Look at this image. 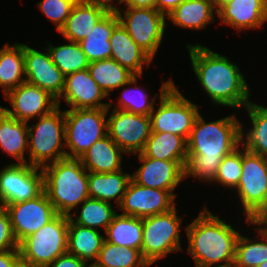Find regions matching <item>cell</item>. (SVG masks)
<instances>
[{"mask_svg": "<svg viewBox=\"0 0 267 267\" xmlns=\"http://www.w3.org/2000/svg\"><path fill=\"white\" fill-rule=\"evenodd\" d=\"M235 116L207 123L201 113L198 114L187 140L184 178L215 181L222 159L242 144V123Z\"/></svg>", "mask_w": 267, "mask_h": 267, "instance_id": "obj_1", "label": "cell"}, {"mask_svg": "<svg viewBox=\"0 0 267 267\" xmlns=\"http://www.w3.org/2000/svg\"><path fill=\"white\" fill-rule=\"evenodd\" d=\"M186 48L193 72L214 105L239 109L251 102L249 85L236 63L201 44Z\"/></svg>", "mask_w": 267, "mask_h": 267, "instance_id": "obj_2", "label": "cell"}, {"mask_svg": "<svg viewBox=\"0 0 267 267\" xmlns=\"http://www.w3.org/2000/svg\"><path fill=\"white\" fill-rule=\"evenodd\" d=\"M212 214L205 206L192 223L185 225L188 254L196 267H233L240 231ZM219 263V264H218Z\"/></svg>", "mask_w": 267, "mask_h": 267, "instance_id": "obj_3", "label": "cell"}, {"mask_svg": "<svg viewBox=\"0 0 267 267\" xmlns=\"http://www.w3.org/2000/svg\"><path fill=\"white\" fill-rule=\"evenodd\" d=\"M41 169L44 192L57 214L69 216L89 198L88 171L80 159L66 157Z\"/></svg>", "mask_w": 267, "mask_h": 267, "instance_id": "obj_4", "label": "cell"}, {"mask_svg": "<svg viewBox=\"0 0 267 267\" xmlns=\"http://www.w3.org/2000/svg\"><path fill=\"white\" fill-rule=\"evenodd\" d=\"M37 119L35 125H28V164L42 168L67 157L65 110L61 111L60 106H57Z\"/></svg>", "mask_w": 267, "mask_h": 267, "instance_id": "obj_5", "label": "cell"}, {"mask_svg": "<svg viewBox=\"0 0 267 267\" xmlns=\"http://www.w3.org/2000/svg\"><path fill=\"white\" fill-rule=\"evenodd\" d=\"M159 106L150 114L151 132H167L188 140L199 114L197 103L188 100L172 79L162 82Z\"/></svg>", "mask_w": 267, "mask_h": 267, "instance_id": "obj_6", "label": "cell"}, {"mask_svg": "<svg viewBox=\"0 0 267 267\" xmlns=\"http://www.w3.org/2000/svg\"><path fill=\"white\" fill-rule=\"evenodd\" d=\"M67 215L57 214L50 222L19 243L21 262L32 267H47L68 250Z\"/></svg>", "mask_w": 267, "mask_h": 267, "instance_id": "obj_7", "label": "cell"}, {"mask_svg": "<svg viewBox=\"0 0 267 267\" xmlns=\"http://www.w3.org/2000/svg\"><path fill=\"white\" fill-rule=\"evenodd\" d=\"M110 108L65 110V145L67 158L79 159L96 141L107 135Z\"/></svg>", "mask_w": 267, "mask_h": 267, "instance_id": "obj_8", "label": "cell"}, {"mask_svg": "<svg viewBox=\"0 0 267 267\" xmlns=\"http://www.w3.org/2000/svg\"><path fill=\"white\" fill-rule=\"evenodd\" d=\"M176 206L168 212L143 218L141 253L151 266L169 253L183 250L180 244L182 218Z\"/></svg>", "mask_w": 267, "mask_h": 267, "instance_id": "obj_9", "label": "cell"}, {"mask_svg": "<svg viewBox=\"0 0 267 267\" xmlns=\"http://www.w3.org/2000/svg\"><path fill=\"white\" fill-rule=\"evenodd\" d=\"M236 192L240 197L245 219L251 220L264 208L267 200V158L242 149V172Z\"/></svg>", "mask_w": 267, "mask_h": 267, "instance_id": "obj_10", "label": "cell"}, {"mask_svg": "<svg viewBox=\"0 0 267 267\" xmlns=\"http://www.w3.org/2000/svg\"><path fill=\"white\" fill-rule=\"evenodd\" d=\"M117 13L119 23L152 59L164 37L166 16L152 8H127Z\"/></svg>", "mask_w": 267, "mask_h": 267, "instance_id": "obj_11", "label": "cell"}, {"mask_svg": "<svg viewBox=\"0 0 267 267\" xmlns=\"http://www.w3.org/2000/svg\"><path fill=\"white\" fill-rule=\"evenodd\" d=\"M43 191L39 167L13 162L0 170V206L34 199Z\"/></svg>", "mask_w": 267, "mask_h": 267, "instance_id": "obj_12", "label": "cell"}, {"mask_svg": "<svg viewBox=\"0 0 267 267\" xmlns=\"http://www.w3.org/2000/svg\"><path fill=\"white\" fill-rule=\"evenodd\" d=\"M150 134V116L113 109L107 118V135L125 154L142 153Z\"/></svg>", "mask_w": 267, "mask_h": 267, "instance_id": "obj_13", "label": "cell"}, {"mask_svg": "<svg viewBox=\"0 0 267 267\" xmlns=\"http://www.w3.org/2000/svg\"><path fill=\"white\" fill-rule=\"evenodd\" d=\"M9 214L18 244L50 222L57 212L43 191L36 198L4 206Z\"/></svg>", "mask_w": 267, "mask_h": 267, "instance_id": "obj_14", "label": "cell"}, {"mask_svg": "<svg viewBox=\"0 0 267 267\" xmlns=\"http://www.w3.org/2000/svg\"><path fill=\"white\" fill-rule=\"evenodd\" d=\"M177 194L148 188L130 180L119 209L124 215L145 218L170 211L175 207Z\"/></svg>", "mask_w": 267, "mask_h": 267, "instance_id": "obj_15", "label": "cell"}, {"mask_svg": "<svg viewBox=\"0 0 267 267\" xmlns=\"http://www.w3.org/2000/svg\"><path fill=\"white\" fill-rule=\"evenodd\" d=\"M11 108L0 106L9 116L27 122L50 113L57 107V100L38 86L24 82L5 96Z\"/></svg>", "mask_w": 267, "mask_h": 267, "instance_id": "obj_16", "label": "cell"}, {"mask_svg": "<svg viewBox=\"0 0 267 267\" xmlns=\"http://www.w3.org/2000/svg\"><path fill=\"white\" fill-rule=\"evenodd\" d=\"M142 165L131 174V179L144 187L173 191L184 178L186 161H168L136 154Z\"/></svg>", "mask_w": 267, "mask_h": 267, "instance_id": "obj_17", "label": "cell"}, {"mask_svg": "<svg viewBox=\"0 0 267 267\" xmlns=\"http://www.w3.org/2000/svg\"><path fill=\"white\" fill-rule=\"evenodd\" d=\"M45 49L46 52H40L24 44L26 82L40 87L58 100L65 87V76Z\"/></svg>", "mask_w": 267, "mask_h": 267, "instance_id": "obj_18", "label": "cell"}, {"mask_svg": "<svg viewBox=\"0 0 267 267\" xmlns=\"http://www.w3.org/2000/svg\"><path fill=\"white\" fill-rule=\"evenodd\" d=\"M106 97L86 69L65 77V87L57 100V106H60V100L63 98L70 109L108 108L109 103L102 102Z\"/></svg>", "mask_w": 267, "mask_h": 267, "instance_id": "obj_19", "label": "cell"}, {"mask_svg": "<svg viewBox=\"0 0 267 267\" xmlns=\"http://www.w3.org/2000/svg\"><path fill=\"white\" fill-rule=\"evenodd\" d=\"M225 26L237 31L259 29L267 22V0H233L217 12Z\"/></svg>", "mask_w": 267, "mask_h": 267, "instance_id": "obj_20", "label": "cell"}, {"mask_svg": "<svg viewBox=\"0 0 267 267\" xmlns=\"http://www.w3.org/2000/svg\"><path fill=\"white\" fill-rule=\"evenodd\" d=\"M111 59L128 69L135 76H143V66L148 67L153 59L140 48L119 23L110 38Z\"/></svg>", "mask_w": 267, "mask_h": 267, "instance_id": "obj_21", "label": "cell"}, {"mask_svg": "<svg viewBox=\"0 0 267 267\" xmlns=\"http://www.w3.org/2000/svg\"><path fill=\"white\" fill-rule=\"evenodd\" d=\"M106 14L102 8L77 0L59 33L64 39L79 43Z\"/></svg>", "mask_w": 267, "mask_h": 267, "instance_id": "obj_22", "label": "cell"}, {"mask_svg": "<svg viewBox=\"0 0 267 267\" xmlns=\"http://www.w3.org/2000/svg\"><path fill=\"white\" fill-rule=\"evenodd\" d=\"M125 154L108 136L96 141L79 159L88 172L113 173L122 170Z\"/></svg>", "mask_w": 267, "mask_h": 267, "instance_id": "obj_23", "label": "cell"}, {"mask_svg": "<svg viewBox=\"0 0 267 267\" xmlns=\"http://www.w3.org/2000/svg\"><path fill=\"white\" fill-rule=\"evenodd\" d=\"M0 148L14 157L16 164H28L25 151L28 150V123L9 116L0 107Z\"/></svg>", "mask_w": 267, "mask_h": 267, "instance_id": "obj_24", "label": "cell"}, {"mask_svg": "<svg viewBox=\"0 0 267 267\" xmlns=\"http://www.w3.org/2000/svg\"><path fill=\"white\" fill-rule=\"evenodd\" d=\"M217 12L213 0H185L167 18L176 26L201 30L215 21Z\"/></svg>", "mask_w": 267, "mask_h": 267, "instance_id": "obj_25", "label": "cell"}, {"mask_svg": "<svg viewBox=\"0 0 267 267\" xmlns=\"http://www.w3.org/2000/svg\"><path fill=\"white\" fill-rule=\"evenodd\" d=\"M119 24L116 13H107L92 29V31L79 42L89 62L111 59L110 38L112 31Z\"/></svg>", "mask_w": 267, "mask_h": 267, "instance_id": "obj_26", "label": "cell"}, {"mask_svg": "<svg viewBox=\"0 0 267 267\" xmlns=\"http://www.w3.org/2000/svg\"><path fill=\"white\" fill-rule=\"evenodd\" d=\"M88 70L106 96H109L112 90L133 84L136 86L138 83V76L113 59L90 62Z\"/></svg>", "mask_w": 267, "mask_h": 267, "instance_id": "obj_27", "label": "cell"}, {"mask_svg": "<svg viewBox=\"0 0 267 267\" xmlns=\"http://www.w3.org/2000/svg\"><path fill=\"white\" fill-rule=\"evenodd\" d=\"M131 180L123 170L113 173L88 172L89 197L115 203L119 206Z\"/></svg>", "mask_w": 267, "mask_h": 267, "instance_id": "obj_28", "label": "cell"}, {"mask_svg": "<svg viewBox=\"0 0 267 267\" xmlns=\"http://www.w3.org/2000/svg\"><path fill=\"white\" fill-rule=\"evenodd\" d=\"M26 82L24 44L9 43L0 48V87L5 96L10 90Z\"/></svg>", "mask_w": 267, "mask_h": 267, "instance_id": "obj_29", "label": "cell"}, {"mask_svg": "<svg viewBox=\"0 0 267 267\" xmlns=\"http://www.w3.org/2000/svg\"><path fill=\"white\" fill-rule=\"evenodd\" d=\"M105 241V236L100 230L88 228L73 223H68V250L67 252L76 257L94 263Z\"/></svg>", "mask_w": 267, "mask_h": 267, "instance_id": "obj_30", "label": "cell"}, {"mask_svg": "<svg viewBox=\"0 0 267 267\" xmlns=\"http://www.w3.org/2000/svg\"><path fill=\"white\" fill-rule=\"evenodd\" d=\"M104 233L107 242L121 247L141 250L143 218L116 214Z\"/></svg>", "mask_w": 267, "mask_h": 267, "instance_id": "obj_31", "label": "cell"}, {"mask_svg": "<svg viewBox=\"0 0 267 267\" xmlns=\"http://www.w3.org/2000/svg\"><path fill=\"white\" fill-rule=\"evenodd\" d=\"M142 153L155 159L187 161V140L172 133L151 132Z\"/></svg>", "mask_w": 267, "mask_h": 267, "instance_id": "obj_32", "label": "cell"}, {"mask_svg": "<svg viewBox=\"0 0 267 267\" xmlns=\"http://www.w3.org/2000/svg\"><path fill=\"white\" fill-rule=\"evenodd\" d=\"M250 224L258 226L256 231L261 240L256 241L240 234L236 243L233 267H258L267 261V225L253 221Z\"/></svg>", "mask_w": 267, "mask_h": 267, "instance_id": "obj_33", "label": "cell"}, {"mask_svg": "<svg viewBox=\"0 0 267 267\" xmlns=\"http://www.w3.org/2000/svg\"><path fill=\"white\" fill-rule=\"evenodd\" d=\"M245 109L249 114L252 128L245 135L242 126V145L250 152L267 158V106L251 101Z\"/></svg>", "mask_w": 267, "mask_h": 267, "instance_id": "obj_34", "label": "cell"}, {"mask_svg": "<svg viewBox=\"0 0 267 267\" xmlns=\"http://www.w3.org/2000/svg\"><path fill=\"white\" fill-rule=\"evenodd\" d=\"M81 211L75 212L68 216L69 219L80 226L100 229L102 227L104 232L113 221L117 210L114 211L111 202L102 201L94 198H87L81 204ZM78 216H77V215ZM75 217H74V216Z\"/></svg>", "mask_w": 267, "mask_h": 267, "instance_id": "obj_35", "label": "cell"}, {"mask_svg": "<svg viewBox=\"0 0 267 267\" xmlns=\"http://www.w3.org/2000/svg\"><path fill=\"white\" fill-rule=\"evenodd\" d=\"M94 264L98 267H149L141 250L104 241Z\"/></svg>", "mask_w": 267, "mask_h": 267, "instance_id": "obj_36", "label": "cell"}, {"mask_svg": "<svg viewBox=\"0 0 267 267\" xmlns=\"http://www.w3.org/2000/svg\"><path fill=\"white\" fill-rule=\"evenodd\" d=\"M68 42V44L60 46H53L52 44L47 46L52 62L61 70L65 77L74 72L88 69L90 63L79 43Z\"/></svg>", "mask_w": 267, "mask_h": 267, "instance_id": "obj_37", "label": "cell"}, {"mask_svg": "<svg viewBox=\"0 0 267 267\" xmlns=\"http://www.w3.org/2000/svg\"><path fill=\"white\" fill-rule=\"evenodd\" d=\"M148 96V93L144 92V90L138 86L135 88L132 86L131 88H123L122 95L121 97L119 96L118 99V104L113 105L111 102L109 103V108L150 116L151 112L154 110V103L158 94L156 93L152 100L149 99ZM112 105L114 107H112Z\"/></svg>", "mask_w": 267, "mask_h": 267, "instance_id": "obj_38", "label": "cell"}, {"mask_svg": "<svg viewBox=\"0 0 267 267\" xmlns=\"http://www.w3.org/2000/svg\"><path fill=\"white\" fill-rule=\"evenodd\" d=\"M242 148L243 145L241 144L222 159L214 183H219L220 186L230 189L237 188L242 172Z\"/></svg>", "mask_w": 267, "mask_h": 267, "instance_id": "obj_39", "label": "cell"}, {"mask_svg": "<svg viewBox=\"0 0 267 267\" xmlns=\"http://www.w3.org/2000/svg\"><path fill=\"white\" fill-rule=\"evenodd\" d=\"M76 2L77 0H40L37 6L55 24L56 31L59 32Z\"/></svg>", "mask_w": 267, "mask_h": 267, "instance_id": "obj_40", "label": "cell"}, {"mask_svg": "<svg viewBox=\"0 0 267 267\" xmlns=\"http://www.w3.org/2000/svg\"><path fill=\"white\" fill-rule=\"evenodd\" d=\"M7 209L0 206V251L19 250Z\"/></svg>", "mask_w": 267, "mask_h": 267, "instance_id": "obj_41", "label": "cell"}, {"mask_svg": "<svg viewBox=\"0 0 267 267\" xmlns=\"http://www.w3.org/2000/svg\"><path fill=\"white\" fill-rule=\"evenodd\" d=\"M86 265L87 263L84 260L66 252L47 267H85Z\"/></svg>", "mask_w": 267, "mask_h": 267, "instance_id": "obj_42", "label": "cell"}, {"mask_svg": "<svg viewBox=\"0 0 267 267\" xmlns=\"http://www.w3.org/2000/svg\"><path fill=\"white\" fill-rule=\"evenodd\" d=\"M20 262L19 250L0 251V267H17Z\"/></svg>", "mask_w": 267, "mask_h": 267, "instance_id": "obj_43", "label": "cell"}, {"mask_svg": "<svg viewBox=\"0 0 267 267\" xmlns=\"http://www.w3.org/2000/svg\"><path fill=\"white\" fill-rule=\"evenodd\" d=\"M84 1L104 9L107 13L117 14L120 11L119 8L115 4H113L115 0H84ZM124 2L125 0H118L116 4L120 5L124 4Z\"/></svg>", "mask_w": 267, "mask_h": 267, "instance_id": "obj_44", "label": "cell"}, {"mask_svg": "<svg viewBox=\"0 0 267 267\" xmlns=\"http://www.w3.org/2000/svg\"><path fill=\"white\" fill-rule=\"evenodd\" d=\"M183 1L185 0H157V11L168 16Z\"/></svg>", "mask_w": 267, "mask_h": 267, "instance_id": "obj_45", "label": "cell"}, {"mask_svg": "<svg viewBox=\"0 0 267 267\" xmlns=\"http://www.w3.org/2000/svg\"><path fill=\"white\" fill-rule=\"evenodd\" d=\"M127 8H152L157 10V0H125Z\"/></svg>", "mask_w": 267, "mask_h": 267, "instance_id": "obj_46", "label": "cell"}, {"mask_svg": "<svg viewBox=\"0 0 267 267\" xmlns=\"http://www.w3.org/2000/svg\"><path fill=\"white\" fill-rule=\"evenodd\" d=\"M251 221L267 225V200L264 208Z\"/></svg>", "mask_w": 267, "mask_h": 267, "instance_id": "obj_47", "label": "cell"}, {"mask_svg": "<svg viewBox=\"0 0 267 267\" xmlns=\"http://www.w3.org/2000/svg\"><path fill=\"white\" fill-rule=\"evenodd\" d=\"M217 11L224 5L233 0H213Z\"/></svg>", "mask_w": 267, "mask_h": 267, "instance_id": "obj_48", "label": "cell"}, {"mask_svg": "<svg viewBox=\"0 0 267 267\" xmlns=\"http://www.w3.org/2000/svg\"><path fill=\"white\" fill-rule=\"evenodd\" d=\"M17 267H32V266L20 262V263L17 265Z\"/></svg>", "mask_w": 267, "mask_h": 267, "instance_id": "obj_49", "label": "cell"}, {"mask_svg": "<svg viewBox=\"0 0 267 267\" xmlns=\"http://www.w3.org/2000/svg\"><path fill=\"white\" fill-rule=\"evenodd\" d=\"M258 267H267V261L262 263V264H260Z\"/></svg>", "mask_w": 267, "mask_h": 267, "instance_id": "obj_50", "label": "cell"}, {"mask_svg": "<svg viewBox=\"0 0 267 267\" xmlns=\"http://www.w3.org/2000/svg\"><path fill=\"white\" fill-rule=\"evenodd\" d=\"M85 267H98V266H96L94 263H91L90 265H86Z\"/></svg>", "mask_w": 267, "mask_h": 267, "instance_id": "obj_51", "label": "cell"}]
</instances>
